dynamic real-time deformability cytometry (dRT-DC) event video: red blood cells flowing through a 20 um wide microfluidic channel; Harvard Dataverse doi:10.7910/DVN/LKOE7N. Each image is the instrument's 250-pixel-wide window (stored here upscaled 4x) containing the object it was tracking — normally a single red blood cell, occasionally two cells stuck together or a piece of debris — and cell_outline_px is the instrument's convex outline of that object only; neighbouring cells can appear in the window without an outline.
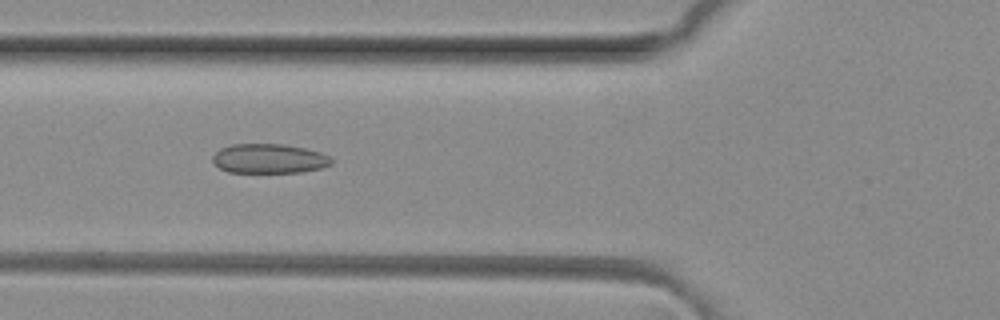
{"species": "common noctule bat (a hibernating species)", "species_latin": "Nyctalus noctula", "temperature_condition": "room temperature", "stored_images_in_passage": 9, "camera_frame_rate_fps": 3000, "um_per_image_px": 0.085, "animal": {"sex": "female", "body_mass_g": 29.2, "forearm_length_mm": 56.3}, "frame": {"image": 1, "passage_image": 7, "time_ms": 2.0, "image_size_px": [1000, 320], "cell_outline_px": [[332, 164], [320, 168], [300, 172], [228, 172], [220, 168], [212, 160], [212, 156], [220, 148], [232, 144], [284, 144], [304, 148], [320, 152], [328, 156], [332, 160]], "centroid_in_image_um": [22.85, 13.47], "position_along_channel_um": 102.9, "area_um2": 20.29}}
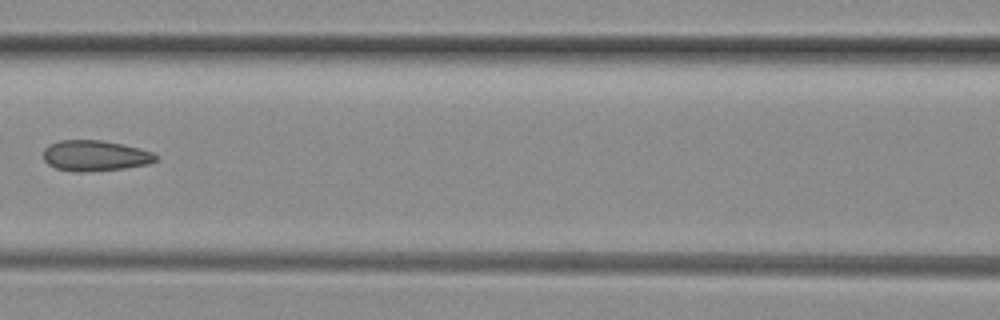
{"frame": {"image": 2, "passage_image": 8, "time_ms": 2.333, "image_size_px": [1000, 320], "cell_outline_px": [[156, 160], [148, 164], [124, 168], [84, 172], [76, 172], [56, 168], [48, 164], [44, 160], [44, 148], [48, 144], [60, 140], [100, 140], [140, 148], [152, 152], [156, 156]], "centroid_in_image_um": [8.04, 13.23], "position_along_channel_um": 158.6, "area_um2": 20.0}}
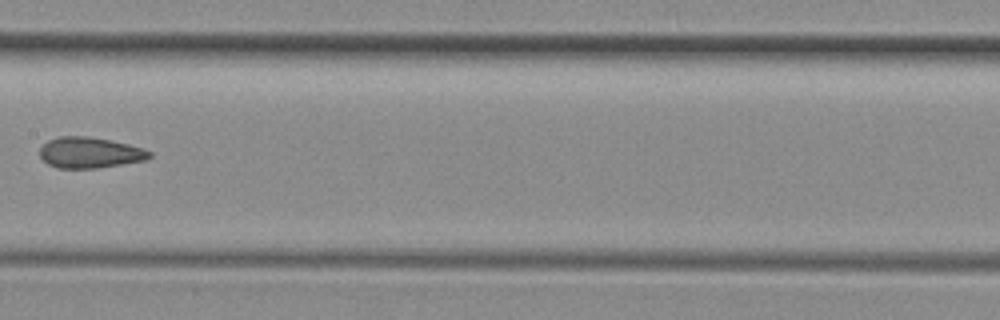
{"frame": {"image": 3, "passage_image": 9, "time_ms": 2.667, "image_size_px": [1000, 320], "cell_outline_px": [[152, 156], [148, 160], [96, 168], [56, 168], [48, 164], [40, 156], [40, 148], [48, 140], [60, 136], [88, 136], [112, 140], [144, 148], [152, 152]], "centroid_in_image_um": [7.67, 12.97], "position_along_channel_um": 199.7, "area_um2": 19.88}}